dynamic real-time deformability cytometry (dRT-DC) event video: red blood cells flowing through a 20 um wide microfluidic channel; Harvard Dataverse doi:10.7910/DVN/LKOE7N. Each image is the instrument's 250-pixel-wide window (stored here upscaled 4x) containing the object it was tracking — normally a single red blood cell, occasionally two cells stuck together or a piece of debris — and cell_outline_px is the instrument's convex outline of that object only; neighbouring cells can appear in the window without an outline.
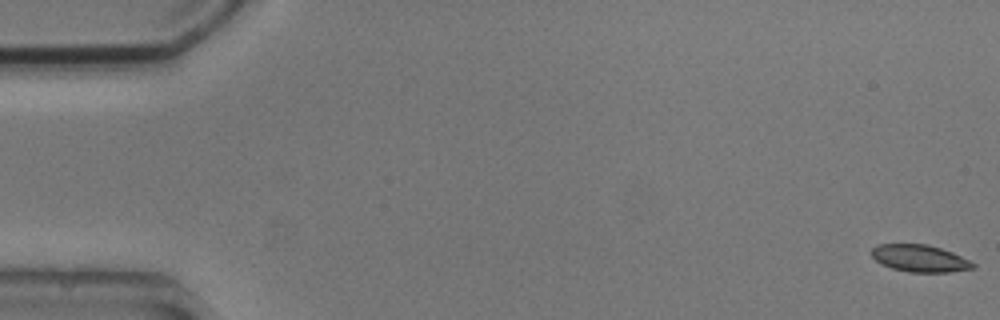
{"species": "common noctule bat (a hibernating species)", "species_latin": "Nyctalus noctula", "temperature_condition": "cold", "stored_images_in_passage": 6, "segment_of_instrument_passage": [1, 2], "camera_frame_rate_fps": 3000, "um_per_image_px": 0.085, "animal": {"sex": "male", "body_mass_g": 20.5, "forearm_length_mm": 52.5}, "frame": {"image": 1, "passage_image": 1, "time_ms": 0.0, "image_size_px": [1000, 320], "cell_outline_px": [[976, 268], [948, 272], [908, 272], [892, 268], [876, 260], [872, 256], [872, 248], [876, 244], [928, 244], [952, 252], [976, 264]], "centroid_in_image_um": [78.19, 21.96], "position_along_channel_um": 6.8, "area_um2": 15.9}}
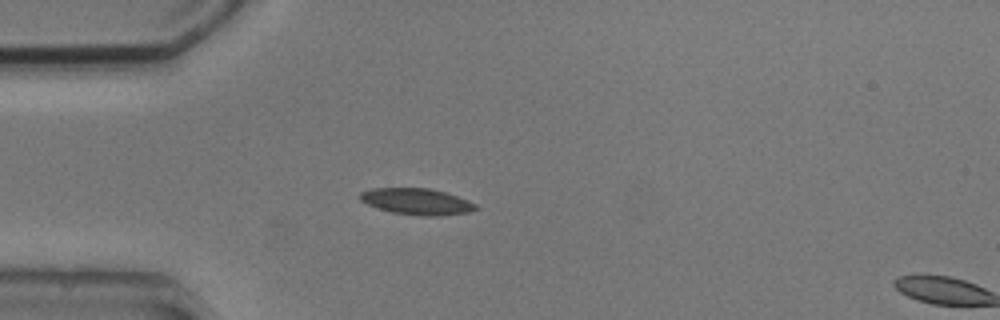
{"frame": {"image": 2, "passage_image": 5, "time_ms": 4.667, "image_size_px": [1000, 320], "cell_outline_px": [[480, 208], [468, 212], [440, 216], [424, 216], [392, 212], [368, 204], [360, 200], [360, 192], [372, 188], [428, 188], [444, 192], [468, 200], [476, 204]], "centroid_in_image_um": [35.45, 17.13], "position_along_channel_um": 49.6, "area_um2": 17.57}}